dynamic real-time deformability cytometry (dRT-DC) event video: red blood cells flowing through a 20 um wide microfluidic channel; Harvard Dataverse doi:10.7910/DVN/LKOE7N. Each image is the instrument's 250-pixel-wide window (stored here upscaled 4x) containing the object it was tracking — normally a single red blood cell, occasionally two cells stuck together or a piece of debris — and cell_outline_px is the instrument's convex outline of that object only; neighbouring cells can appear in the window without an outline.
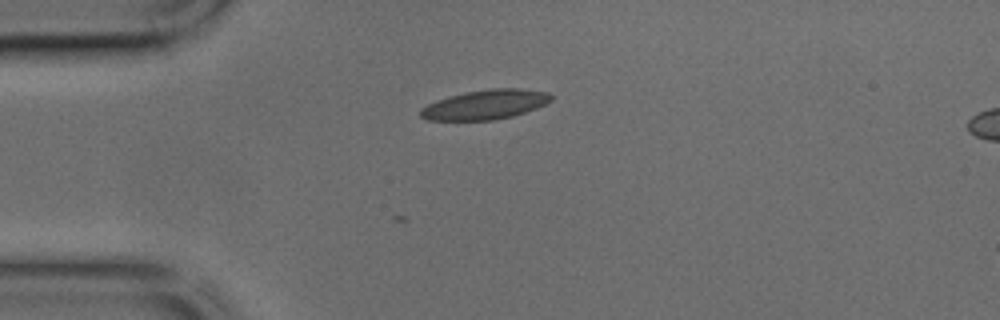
{"species": "common noctule bat (a hibernating species)", "species_latin": "Nyctalus noctula", "temperature_condition": "cold", "stored_images_in_passage": 2, "camera_frame_rate_fps": 3000, "um_per_image_px": 0.085, "animal": {"sex": "male", "body_mass_g": 17.9, "forearm_length_mm": 54.2}, "frame": {"image": 1, "passage_image": 2, "time_ms": 0.333, "image_size_px": [1000, 320], "cell_outline_px": [[552, 100], [536, 108], [512, 116], [492, 120], [428, 120], [420, 116], [420, 108], [428, 104], [448, 96], [464, 92], [492, 88], [516, 88], [548, 92], [552, 96]], "centroid_in_image_um": [41.23, 8.88], "position_along_channel_um": 43.8, "area_um2": 22.37}}